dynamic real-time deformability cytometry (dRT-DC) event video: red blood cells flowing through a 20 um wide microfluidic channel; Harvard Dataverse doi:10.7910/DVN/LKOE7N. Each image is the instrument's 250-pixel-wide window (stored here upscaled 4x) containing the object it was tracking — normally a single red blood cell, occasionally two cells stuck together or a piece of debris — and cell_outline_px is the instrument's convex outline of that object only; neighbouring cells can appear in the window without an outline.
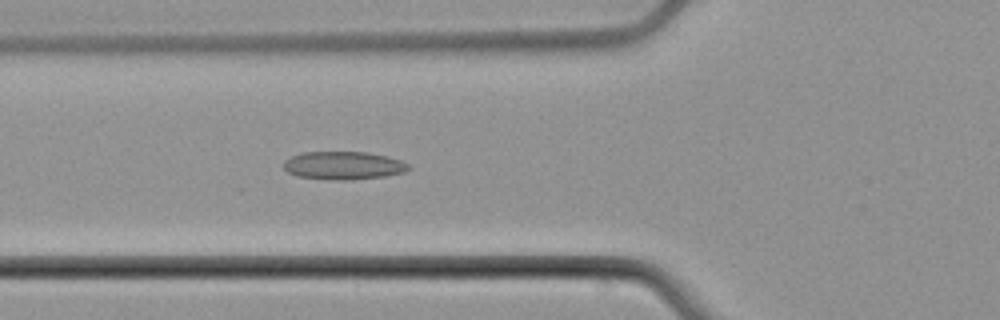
{"species": "common noctule bat (a hibernating species)", "species_latin": "Nyctalus noctula", "temperature_condition": "cold", "stored_images_in_passage": 5, "camera_frame_rate_fps": 3000, "um_per_image_px": 0.085, "animal": {"sex": "male", "body_mass_g": 21.5, "forearm_length_mm": 52.0}, "frame": {"image": 1, "passage_image": 5, "time_ms": 5.667, "image_size_px": [1000, 320], "cell_outline_px": [[412, 168], [404, 172], [384, 176], [348, 180], [332, 180], [296, 176], [288, 172], [284, 168], [284, 160], [292, 156], [304, 152], [368, 152], [388, 156], [400, 160], [408, 164]], "centroid_in_image_um": [29.2, 14.06], "position_along_channel_um": 96.6, "area_um2": 20.46}}